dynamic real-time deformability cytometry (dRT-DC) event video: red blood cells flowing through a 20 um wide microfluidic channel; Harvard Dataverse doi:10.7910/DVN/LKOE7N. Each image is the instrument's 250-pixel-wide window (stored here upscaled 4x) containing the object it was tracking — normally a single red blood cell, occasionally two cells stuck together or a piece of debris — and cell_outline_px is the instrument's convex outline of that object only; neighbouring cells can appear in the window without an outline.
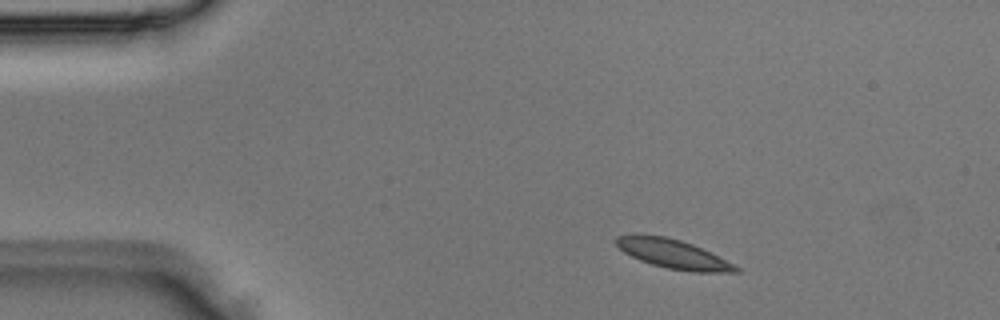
{"species": "Egyptian fruit bat (a non-hibernating species)", "species_latin": "Rousettus aegyptiacus", "temperature_condition": "room temperature", "stored_images_in_passage": 2, "camera_frame_rate_fps": 3000, "um_per_image_px": 0.085, "animal": {"sex": "male"}, "frame": {"image": 1, "passage_image": 1, "time_ms": 0.0, "image_size_px": [1000, 320], "cell_outline_px": [[740, 272], [692, 272], [668, 268], [652, 264], [640, 260], [624, 252], [616, 244], [616, 236], [664, 236], [680, 240], [692, 244], [740, 268]], "centroid_in_image_um": [57.23, 21.61], "position_along_channel_um": 27.8, "area_um2": 19.42}}